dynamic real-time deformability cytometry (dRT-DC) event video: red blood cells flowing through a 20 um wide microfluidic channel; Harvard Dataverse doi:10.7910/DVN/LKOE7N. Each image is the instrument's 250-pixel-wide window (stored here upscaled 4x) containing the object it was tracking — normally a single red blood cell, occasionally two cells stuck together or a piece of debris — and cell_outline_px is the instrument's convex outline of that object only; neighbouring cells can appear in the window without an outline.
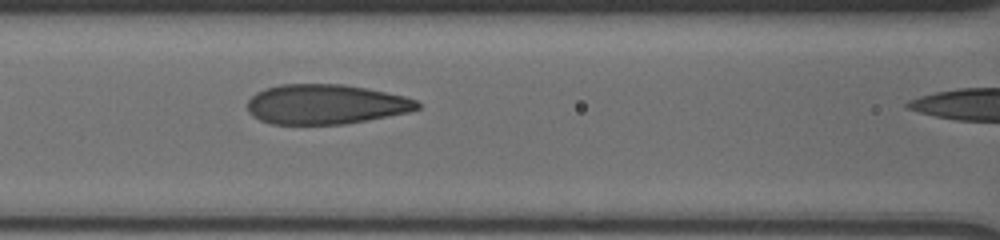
{"species": "human", "species_latin": "Homo sapiens", "temperature_condition": "cold", "stored_images_in_passage": 7, "segment_of_instrument_passage": [1, 2], "camera_frame_rate_fps": 3000, "um_per_image_px": 0.085, "donor": {"sex": "male"}, "frame": {"image": 1, "passage_image": 6, "time_ms": 5.333, "image_size_px": [1000, 240], "cell_outline_px": [[420, 108], [408, 112], [368, 120], [344, 124], [272, 124], [260, 120], [252, 116], [248, 112], [248, 100], [256, 92], [264, 88], [280, 84], [344, 84], [404, 96], [416, 100], [420, 104]], "centroid_in_image_um": [27.65, 8.86], "position_along_channel_um": 139.0, "area_um2": 39.42}}